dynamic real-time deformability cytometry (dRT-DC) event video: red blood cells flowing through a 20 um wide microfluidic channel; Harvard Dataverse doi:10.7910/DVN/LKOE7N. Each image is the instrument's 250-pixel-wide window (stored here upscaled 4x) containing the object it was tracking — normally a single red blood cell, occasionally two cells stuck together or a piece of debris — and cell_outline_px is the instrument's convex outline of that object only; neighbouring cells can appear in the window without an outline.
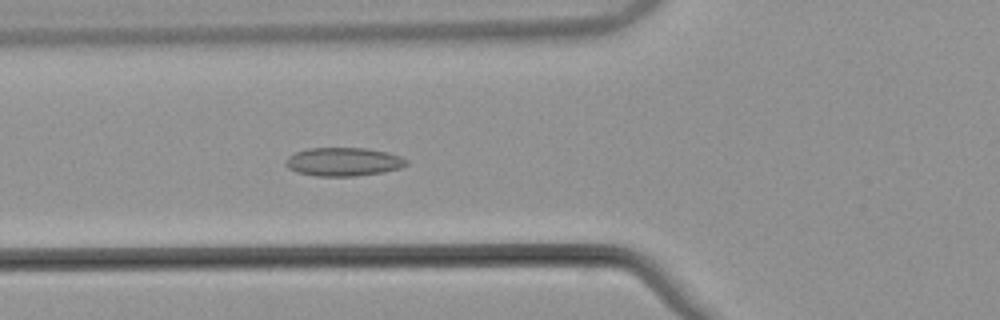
{"species": "common noctule bat (a hibernating species)", "species_latin": "Nyctalus noctula", "temperature_condition": "warm", "stored_images_in_passage": 53, "camera_frame_rate_fps": 3000, "um_per_image_px": 0.085, "animal": {"sex": "male", "body_mass_g": 21.5, "forearm_length_mm": 52.0}, "frame": {"image": 1, "passage_image": 20, "time_ms": 6.333, "image_size_px": [1000, 320], "cell_outline_px": [[408, 164], [400, 168], [384, 172], [356, 176], [316, 176], [296, 172], [288, 168], [284, 164], [284, 160], [288, 156], [296, 152], [308, 148], [364, 148], [388, 152], [400, 156], [408, 160]], "centroid_in_image_um": [29.18, 13.75], "position_along_channel_um": 96.6, "area_um2": 20.23}}
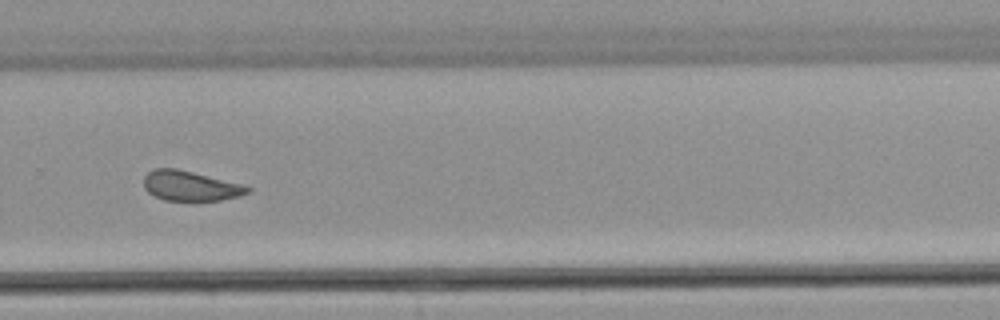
{"frame": {"image": 2, "passage_image": 37, "time_ms": 12.0, "image_size_px": [1000, 320], "cell_outline_px": [[252, 188], [248, 192], [240, 196], [220, 200], [196, 204], [192, 204], [164, 200], [148, 192], [144, 188], [144, 176], [152, 168], [176, 168], [240, 184]], "centroid_in_image_um": [16.15, 15.86], "position_along_channel_um": 313.7, "area_um2": 18.67}}
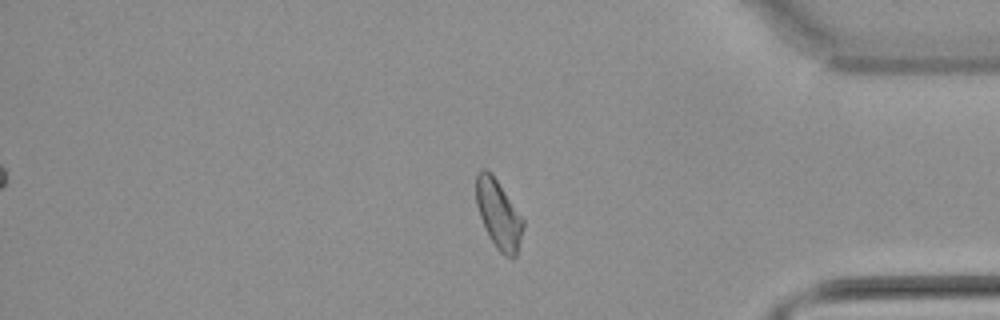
{"frame": {"image": 3, "passage_image": 45, "time_ms": 14.667, "image_size_px": [1000, 320], "cell_outline_px": [[524, 224], [516, 256], [512, 260], [504, 256], [496, 248], [488, 236], [480, 216], [476, 204], [476, 176], [480, 168], [488, 168], [524, 220]], "centroid_in_image_um": [42.36, 18.23], "position_along_channel_um": 392.8, "area_um2": 18.79}, "authors_computed_cell_mechanics": {"area_um2": 19.363, "velocity_mm_per_s": 3.8305, "shape_relaxation_time_tau1_ms": null, "shape_relaxation_time_tau2_ms": 1.9517, "deformation_change_tau1": null, "deformation_change_tau2": 0.0758}}